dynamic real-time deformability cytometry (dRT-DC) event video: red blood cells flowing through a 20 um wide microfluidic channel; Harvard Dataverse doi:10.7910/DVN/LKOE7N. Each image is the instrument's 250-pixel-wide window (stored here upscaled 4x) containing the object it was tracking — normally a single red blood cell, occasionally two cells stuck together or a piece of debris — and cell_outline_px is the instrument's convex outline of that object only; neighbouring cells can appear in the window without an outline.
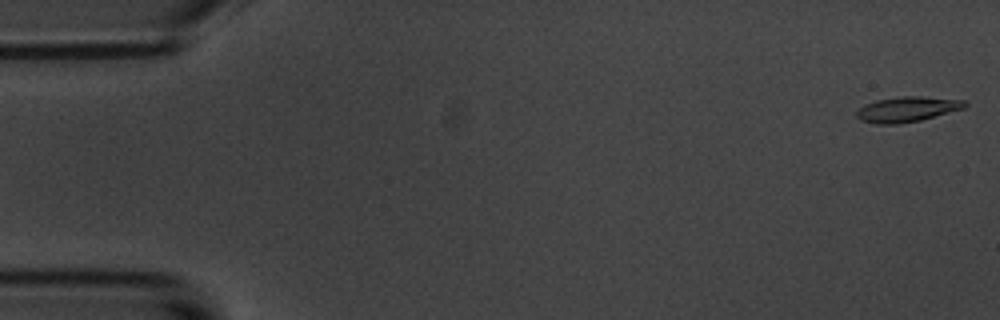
{"species": "common noctule bat (a hibernating species)", "species_latin": "Nyctalus noctula", "temperature_condition": "room temperature", "stored_images_in_passage": 15, "camera_frame_rate_fps": 3000, "um_per_image_px": 0.085, "animal": {"sex": "male", "body_mass_g": 20.1, "forearm_length_mm": 53.5}, "frame": {"image": 1, "passage_image": 1, "time_ms": 0.0, "image_size_px": [1000, 320], "cell_outline_px": [[968, 104], [964, 108], [920, 120], [896, 124], [876, 124], [860, 120], [856, 116], [856, 112], [864, 104], [876, 100], [900, 96], [920, 96], [964, 100]], "centroid_in_image_um": [77.08, 9.28], "position_along_channel_um": 7.9, "area_um2": 15.84}}
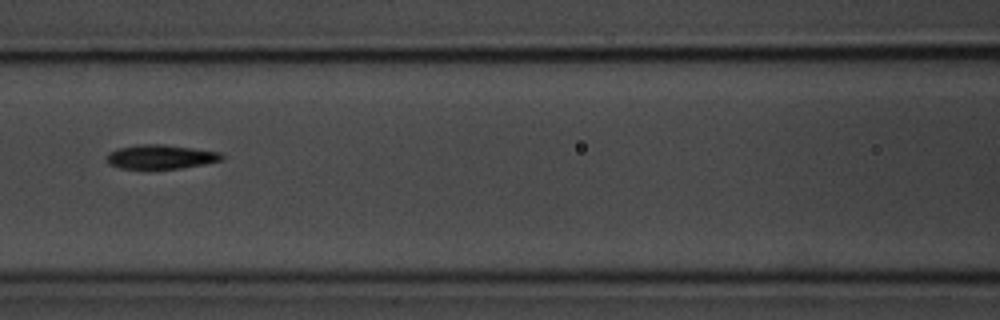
{"frame": {"image": 2, "passage_image": 7, "time_ms": 8.0, "image_size_px": [1000, 320], "cell_outline_px": [[224, 160], [204, 164], [180, 168], [120, 168], [108, 164], [108, 152], [120, 148], [140, 144], [164, 144], [220, 152], [224, 156]], "centroid_in_image_um": [13.69, 13.32], "position_along_channel_um": 152.9, "area_um2": 16.01}}
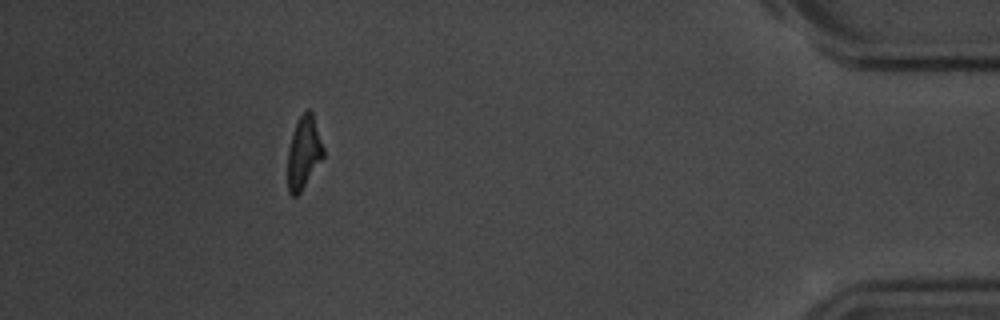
{"frame": {"image": 3, "passage_image": 14, "time_ms": 17.0, "image_size_px": [1000, 320], "cell_outline_px": [[324, 156], [300, 192], [296, 196], [292, 196], [288, 192], [288, 148], [292, 132], [300, 116], [308, 108], [312, 112], [324, 148]], "centroid_in_image_um": [25.81, 12.96], "position_along_channel_um": 409.4, "area_um2": 14.91}, "authors_computed_cell_mechanics": {"area_um2": 16.0106, "velocity_mm_per_s": 3.4751, "shape_relaxation_time_tau1_ms": 3.2644, "shape_relaxation_time_tau2_ms": 2.7303, "deformation_change_tau1": 0.1162, "deformation_change_tau2": 0.0947}}